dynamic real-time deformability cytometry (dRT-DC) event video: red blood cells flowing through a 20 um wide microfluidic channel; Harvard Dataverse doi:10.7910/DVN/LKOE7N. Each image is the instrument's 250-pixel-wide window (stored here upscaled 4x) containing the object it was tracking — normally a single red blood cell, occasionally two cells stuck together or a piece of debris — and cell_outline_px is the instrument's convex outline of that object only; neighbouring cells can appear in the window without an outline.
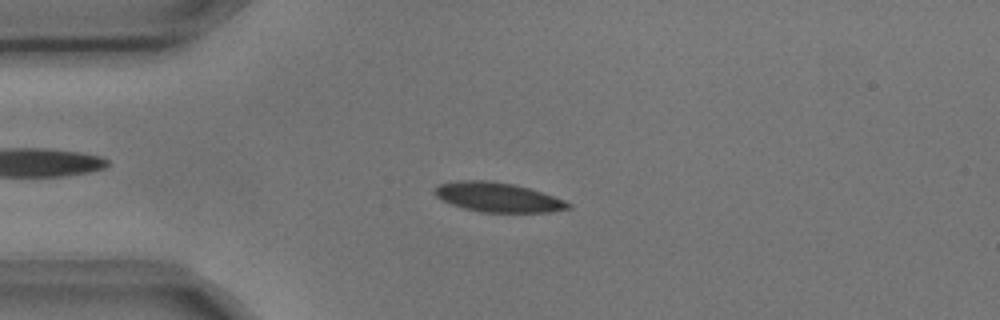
{"species": "common noctule bat (a hibernating species)", "species_latin": "Nyctalus noctula", "temperature_condition": "cold", "stored_images_in_passage": 4, "camera_frame_rate_fps": 3000, "um_per_image_px": 0.085, "animal": {"sex": "male", "body_mass_g": 17.9, "forearm_length_mm": 54.2}, "frame": {"image": 1, "passage_image": 3, "time_ms": 0.667, "image_size_px": [1000, 320], "cell_outline_px": [[572, 208], [548, 212], [480, 212], [464, 208], [452, 204], [436, 196], [432, 192], [440, 184], [460, 180], [488, 180], [512, 184], [528, 188], [564, 200], [572, 204]], "centroid_in_image_um": [42.32, 16.77], "position_along_channel_um": 42.7, "area_um2": 22.66}}